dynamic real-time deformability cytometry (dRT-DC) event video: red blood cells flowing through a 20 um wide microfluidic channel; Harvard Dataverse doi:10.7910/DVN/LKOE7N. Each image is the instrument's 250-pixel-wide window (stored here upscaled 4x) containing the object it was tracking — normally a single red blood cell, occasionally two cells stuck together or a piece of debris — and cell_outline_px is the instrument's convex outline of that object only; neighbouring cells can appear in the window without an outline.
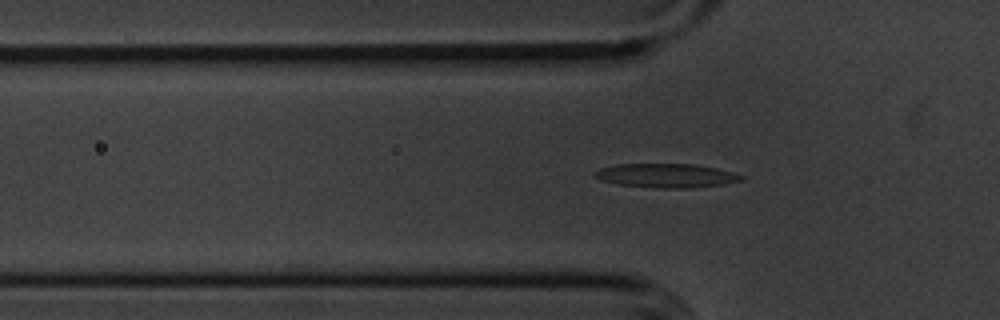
{"species": "common noctule bat (a hibernating species)", "species_latin": "Nyctalus noctula", "temperature_condition": "cold", "stored_images_in_passage": 40, "segment_of_instrument_passage": [1, 2], "camera_frame_rate_fps": 3000, "um_per_image_px": 0.085, "animal": {"sex": "male", "body_mass_g": 20.1, "forearm_length_mm": 53.5}, "frame": {"image": 1, "passage_image": 8, "time_ms": 2.333, "image_size_px": [1000, 320], "cell_outline_px": [[744, 180], [724, 184], [692, 188], [656, 188], [616, 184], [600, 180], [592, 176], [592, 172], [600, 168], [616, 164], [692, 164], [716, 168], [732, 172], [744, 176]], "centroid_in_image_um": [56.58, 14.93], "position_along_channel_um": 69.2, "area_um2": 20.69}}
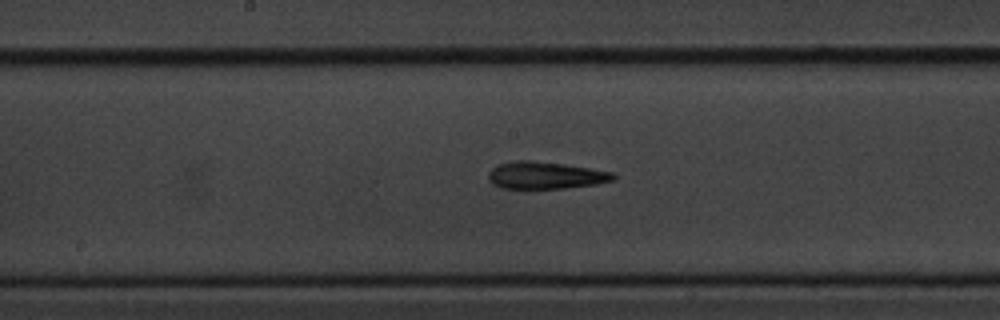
{"frame": {"image": 2, "passage_image": 19, "time_ms": 6.0, "image_size_px": [1000, 320], "cell_outline_px": [[616, 180], [596, 184], [564, 188], [500, 188], [492, 184], [488, 180], [488, 172], [496, 164], [516, 160], [528, 160], [564, 164], [612, 172], [616, 176]], "centroid_in_image_um": [46.32, 14.9], "position_along_channel_um": 201.9, "area_um2": 19.83}}
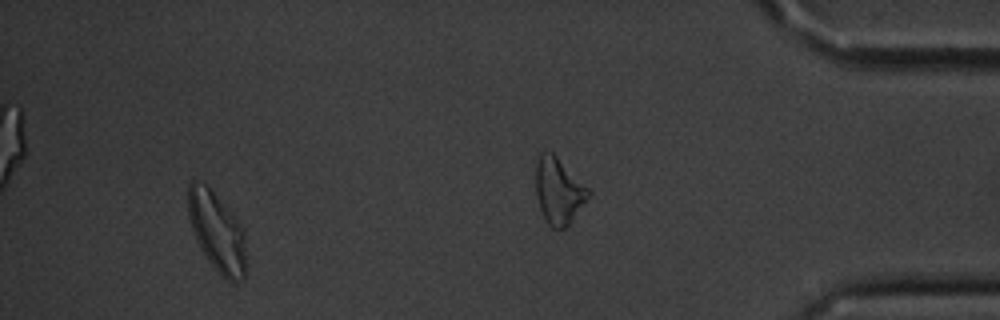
{"frame": {"image": 3, "passage_image": 36, "time_ms": 11.667, "image_size_px": [1000, 320], "cell_outline_px": [[244, 280], [228, 280], [220, 276], [208, 260], [200, 248], [196, 240], [188, 216], [188, 184], [192, 180], [196, 180], [204, 184], [232, 212], [240, 224], [244, 232]], "centroid_in_image_um": [18.41, 19.7], "position_along_channel_um": 416.8, "area_um2": 26.36}}